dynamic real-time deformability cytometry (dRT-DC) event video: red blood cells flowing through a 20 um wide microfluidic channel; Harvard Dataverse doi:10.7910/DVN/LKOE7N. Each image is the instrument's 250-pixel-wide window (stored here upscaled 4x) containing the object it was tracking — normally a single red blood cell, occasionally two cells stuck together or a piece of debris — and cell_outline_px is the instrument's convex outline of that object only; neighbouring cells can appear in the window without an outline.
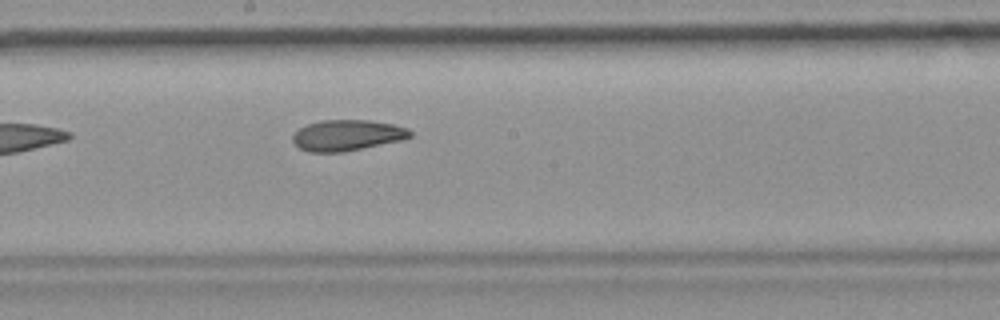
{"species": "common noctule bat (a hibernating species)", "species_latin": "Nyctalus noctula", "temperature_condition": "room temperature", "stored_images_in_passage": 7, "camera_frame_rate_fps": 3000, "um_per_image_px": 0.085, "animal": {"sex": "female", "body_mass_g": 19.9}, "frame": {"image": 1, "passage_image": 7, "time_ms": 8.667, "image_size_px": [1000, 320], "cell_outline_px": [[412, 136], [404, 140], [344, 152], [308, 152], [300, 148], [292, 140], [292, 136], [300, 128], [308, 124], [320, 120], [372, 120], [392, 124], [408, 128], [412, 132]], "centroid_in_image_um": [29.54, 11.5], "position_along_channel_um": 218.7, "area_um2": 21.27}}